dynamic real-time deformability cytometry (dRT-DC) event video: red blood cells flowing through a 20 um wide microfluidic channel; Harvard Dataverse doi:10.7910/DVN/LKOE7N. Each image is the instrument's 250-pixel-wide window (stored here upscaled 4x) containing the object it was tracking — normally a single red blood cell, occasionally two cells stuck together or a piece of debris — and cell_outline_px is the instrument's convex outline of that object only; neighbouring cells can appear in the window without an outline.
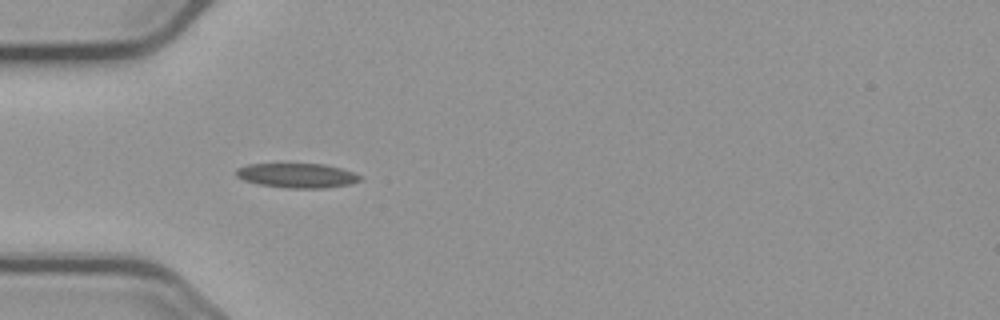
{"species": "common noctule bat (a hibernating species)", "species_latin": "Nyctalus noctula", "temperature_condition": "cold", "stored_images_in_passage": 40, "camera_frame_rate_fps": 3000, "um_per_image_px": 0.085, "animal": {"sex": "male", "body_mass_g": 23.1, "forearm_length_mm": 52.7}, "frame": {"image": 1, "passage_image": 1, "time_ms": 0.0, "image_size_px": [1000, 320], "cell_outline_px": [[364, 180], [352, 184], [328, 188], [288, 188], [260, 184], [244, 180], [236, 176], [236, 168], [248, 164], [324, 164], [340, 168], [364, 176]], "centroid_in_image_um": [25.32, 14.92], "position_along_channel_um": 59.7, "area_um2": 17.86}}
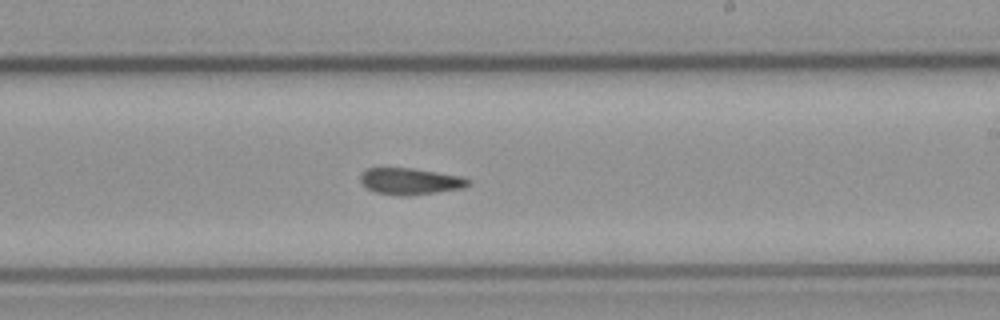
{"frame": {"image": 2, "passage_image": 17, "time_ms": 5.333, "image_size_px": [1000, 320], "cell_outline_px": [[472, 184], [464, 188], [408, 196], [396, 196], [376, 192], [368, 188], [360, 180], [360, 172], [364, 168], [412, 168], [460, 176], [472, 180]], "centroid_in_image_um": [34.88, 15.41], "position_along_channel_um": 254.1, "area_um2": 16.82}}
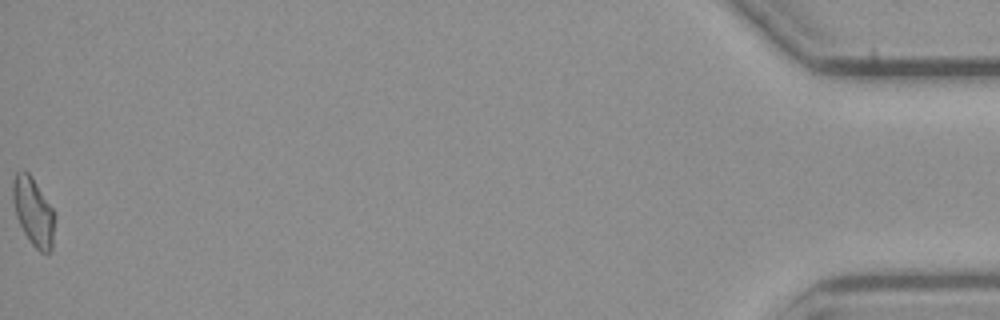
{"frame": {"image": 3, "passage_image": 40, "time_ms": 13.0, "image_size_px": [1000, 320], "cell_outline_px": [[56, 216], [52, 248], [48, 252], [40, 252], [32, 244], [24, 232], [16, 216], [12, 200], [12, 180], [16, 172], [28, 172], [32, 176], [52, 208]], "centroid_in_image_um": [2.84, 17.98], "position_along_channel_um": 432.4, "area_um2": 16.65}, "authors_computed_cell_mechanics": {"area_um2": 16.7331, "velocity_mm_per_s": 3.6962, "shape_relaxation_time_tau1_ms": null, "shape_relaxation_time_tau2_ms": 6.5418, "deformation_change_tau1": null, "deformation_change_tau2": 0.1227}}